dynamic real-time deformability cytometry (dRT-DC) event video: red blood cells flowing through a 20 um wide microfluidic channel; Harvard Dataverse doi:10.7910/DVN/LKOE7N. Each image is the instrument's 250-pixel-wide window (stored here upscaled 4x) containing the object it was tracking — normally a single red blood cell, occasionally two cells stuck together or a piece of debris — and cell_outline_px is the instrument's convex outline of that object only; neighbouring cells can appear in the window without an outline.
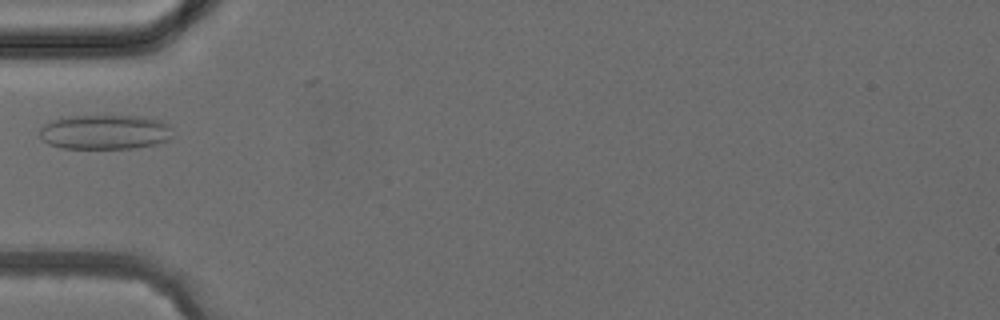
{"species": "common noctule bat (a hibernating species)", "species_latin": "Nyctalus noctula", "temperature_condition": "cold", "stored_images_in_passage": 1, "camera_frame_rate_fps": 3000, "um_per_image_px": 0.085, "animal": {"sex": "female", "body_mass_g": 24.6, "forearm_length_mm": 56.2}, "frame": {"image": 1, "passage_image": 1, "time_ms": 0.0, "image_size_px": [1000, 320], "cell_outline_px": [[172, 136], [168, 140], [156, 144], [136, 148], [60, 148], [48, 144], [40, 136], [40, 128], [44, 124], [52, 120], [68, 116], [140, 116], [160, 120], [168, 124]], "centroid_in_image_um": [8.91, 11.22], "position_along_channel_um": 76.1, "area_um2": 26.88}}